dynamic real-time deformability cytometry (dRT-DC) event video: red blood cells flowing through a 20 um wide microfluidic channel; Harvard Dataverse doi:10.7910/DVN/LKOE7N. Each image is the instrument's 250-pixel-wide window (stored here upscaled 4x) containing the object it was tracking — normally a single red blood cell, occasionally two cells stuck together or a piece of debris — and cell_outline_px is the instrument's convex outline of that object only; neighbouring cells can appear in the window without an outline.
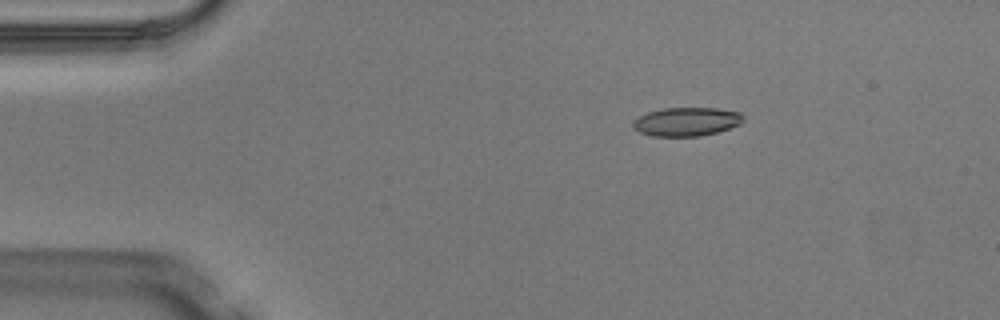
{"species": "Egyptian fruit bat (a non-hibernating species)", "species_latin": "Rousettus aegyptiacus", "temperature_condition": "warm", "stored_images_in_passage": 7, "camera_frame_rate_fps": 3000, "um_per_image_px": 0.085, "animal": {"sex": "male"}, "frame": {"image": 1, "passage_image": 3, "time_ms": 0.667, "image_size_px": [1000, 320], "cell_outline_px": [[744, 120], [740, 124], [716, 132], [700, 136], [652, 136], [640, 132], [632, 124], [640, 116], [648, 112], [664, 108], [716, 108], [740, 112], [744, 116]], "centroid_in_image_um": [58.39, 10.34], "position_along_channel_um": 26.6, "area_um2": 18.21}}
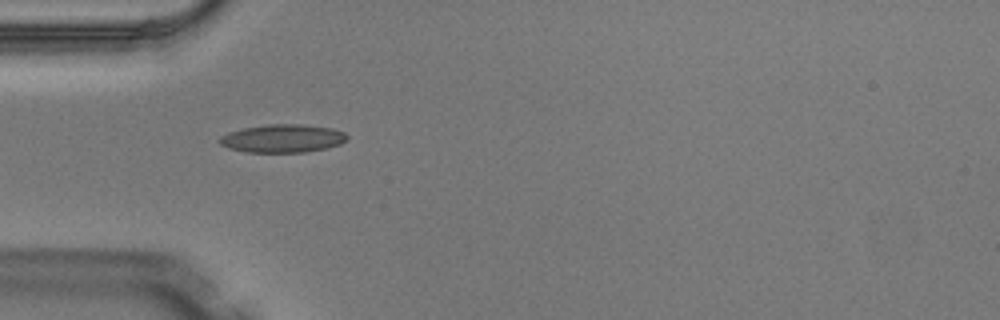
{"frame": {"image": 2, "passage_image": 5, "time_ms": 1.333, "image_size_px": [1000, 320], "cell_outline_px": [[348, 140], [340, 144], [324, 148], [304, 152], [248, 152], [228, 148], [220, 144], [216, 140], [220, 136], [228, 132], [244, 128], [268, 124], [304, 124], [332, 128], [344, 132], [348, 136]], "centroid_in_image_um": [24.01, 11.76], "position_along_channel_um": 61.0, "area_um2": 20.98}}
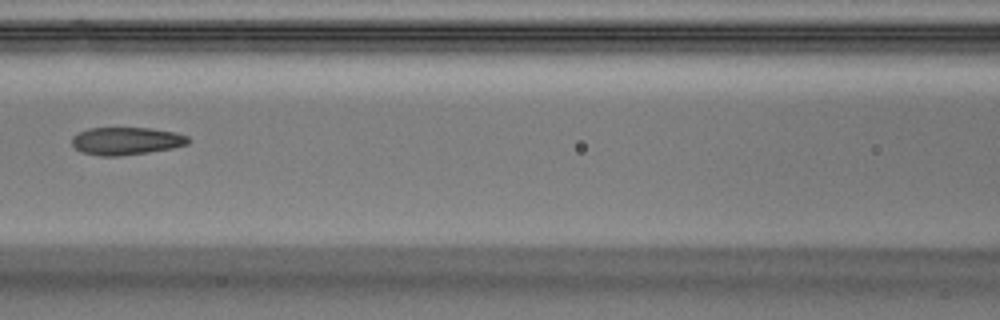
{"frame": {"image": 3, "passage_image": 7, "time_ms": 2.0, "image_size_px": [1000, 320], "cell_outline_px": [[192, 140], [188, 144], [172, 148], [148, 152], [120, 156], [100, 156], [80, 152], [72, 144], [72, 136], [88, 128], [152, 128], [176, 132], [188, 136]], "centroid_in_image_um": [10.75, 11.98], "position_along_channel_um": 155.8, "area_um2": 18.9}}